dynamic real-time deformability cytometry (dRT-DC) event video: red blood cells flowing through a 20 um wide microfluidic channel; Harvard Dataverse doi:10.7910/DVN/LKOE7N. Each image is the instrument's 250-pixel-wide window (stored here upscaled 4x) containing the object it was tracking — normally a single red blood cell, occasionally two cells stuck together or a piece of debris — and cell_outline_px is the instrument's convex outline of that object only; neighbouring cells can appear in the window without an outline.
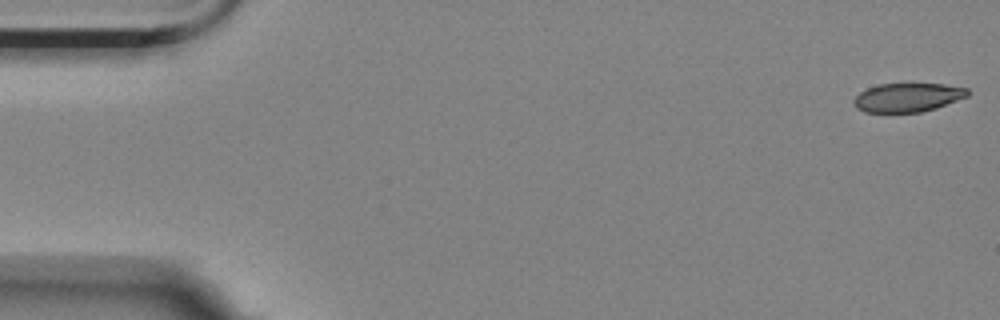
{"species": "Egyptian fruit bat (a non-hibernating species)", "species_latin": "Rousettus aegyptiacus", "temperature_condition": "room temperature", "stored_images_in_passage": 5, "camera_frame_rate_fps": 3000, "um_per_image_px": 0.085, "animal": {"sex": "female"}, "frame": {"image": 1, "passage_image": 1, "time_ms": 0.0, "image_size_px": [1000, 320], "cell_outline_px": [[968, 96], [936, 108], [920, 112], [864, 112], [856, 108], [852, 104], [852, 100], [860, 92], [868, 88], [880, 84], [944, 84], [968, 88]], "centroid_in_image_um": [77.13, 8.29], "position_along_channel_um": 7.9, "area_um2": 19.07}}
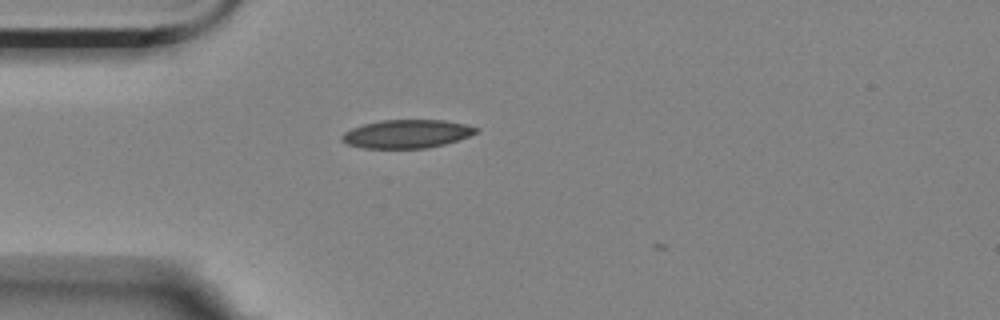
{"frame": {"image": 2, "passage_image": 5, "time_ms": 1.333, "image_size_px": [1000, 320], "cell_outline_px": [[480, 128], [476, 132], [468, 136], [444, 144], [428, 148], [364, 148], [348, 144], [340, 140], [340, 136], [344, 132], [352, 128], [364, 124], [380, 120], [444, 120], [464, 124]], "centroid_in_image_um": [34.54, 11.38], "position_along_channel_um": 50.5, "area_um2": 22.08}}